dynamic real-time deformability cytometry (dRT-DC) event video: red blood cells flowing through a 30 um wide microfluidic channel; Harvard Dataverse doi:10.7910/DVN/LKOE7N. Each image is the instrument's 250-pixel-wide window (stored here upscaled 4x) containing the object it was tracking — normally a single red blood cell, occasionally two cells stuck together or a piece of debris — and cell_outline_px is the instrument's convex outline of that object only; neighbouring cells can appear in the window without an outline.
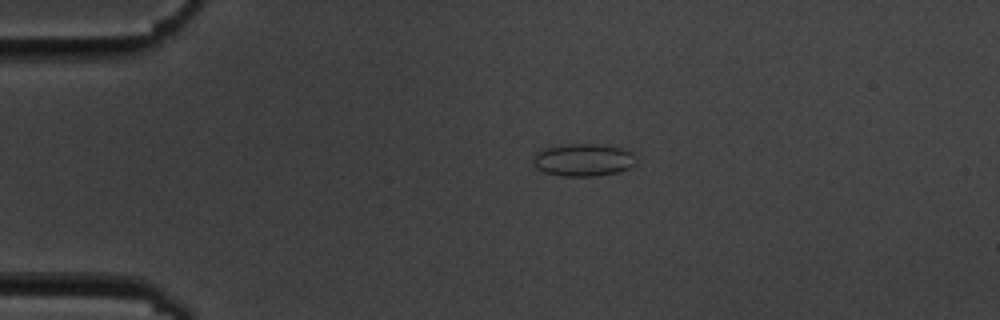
{"species": "common noctule bat (a hibernating species)", "species_latin": "Nyctalus noctula", "temperature_condition": "cold", "stored_images_in_passage": 5, "camera_frame_rate_fps": 3000, "um_per_image_px": 0.085, "animal": {"sex": "male", "body_mass_g": 19.5, "forearm_length_mm": 54.6}, "frame": {"image": 1, "passage_image": 3, "time_ms": 2.333, "image_size_px": [1000, 320], "cell_outline_px": [[636, 164], [620, 172], [596, 176], [564, 176], [544, 172], [536, 168], [532, 164], [532, 156], [540, 148], [552, 144], [596, 144], [620, 148], [632, 152], [636, 160]], "centroid_in_image_um": [49.5, 13.58], "position_along_channel_um": 35.5, "area_um2": 20.0}}
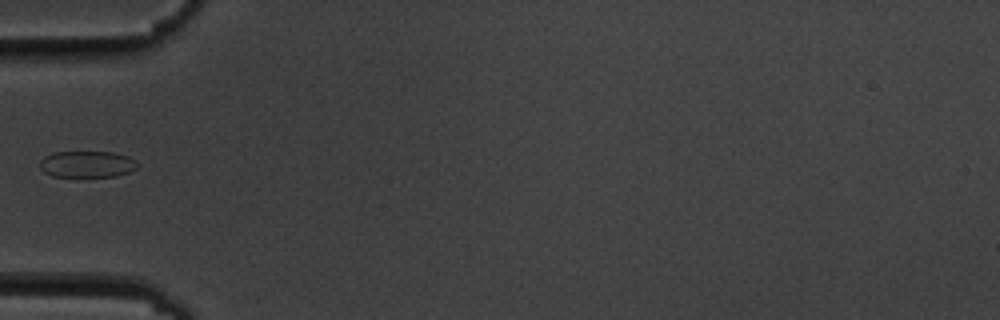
{"frame": {"image": 2, "passage_image": 5, "time_ms": 4.667, "image_size_px": [1000, 320], "cell_outline_px": [[140, 164], [136, 168], [128, 172], [116, 176], [52, 176], [44, 172], [40, 168], [40, 160], [44, 156], [52, 152], [112, 152], [128, 156], [136, 160]], "centroid_in_image_um": [7.4, 13.94], "position_along_channel_um": 77.6, "area_um2": 15.09}}